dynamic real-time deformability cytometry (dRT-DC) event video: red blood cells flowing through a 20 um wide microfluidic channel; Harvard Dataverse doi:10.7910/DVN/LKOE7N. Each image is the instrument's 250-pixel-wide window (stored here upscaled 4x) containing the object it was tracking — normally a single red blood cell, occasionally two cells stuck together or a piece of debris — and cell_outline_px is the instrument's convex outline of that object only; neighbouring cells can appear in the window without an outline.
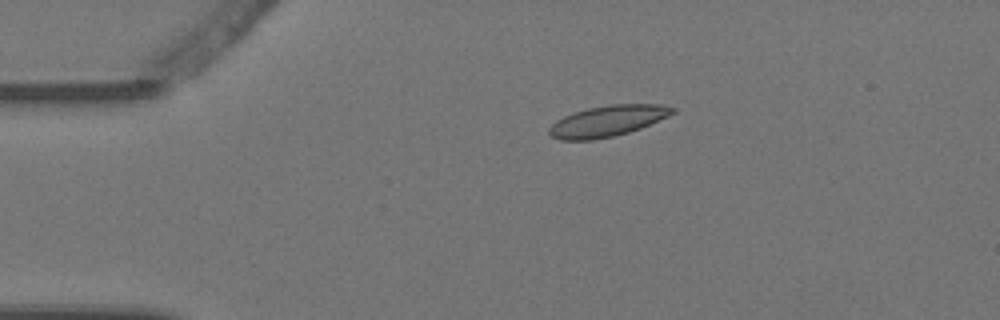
{"species": "Egyptian fruit bat (a non-hibernating species)", "species_latin": "Rousettus aegyptiacus", "temperature_condition": "warm", "stored_images_in_passage": 6, "camera_frame_rate_fps": 3000, "um_per_image_px": 0.085, "animal": {"sex": "female"}, "frame": {"image": 1, "passage_image": 4, "time_ms": 1.0, "image_size_px": [1000, 320], "cell_outline_px": [[676, 112], [668, 116], [640, 128], [628, 132], [612, 136], [592, 140], [560, 140], [552, 136], [548, 132], [548, 128], [556, 120], [564, 116], [588, 108], [612, 104], [660, 104], [676, 108]], "centroid_in_image_um": [51.64, 10.28], "position_along_channel_um": 33.4, "area_um2": 22.08}}
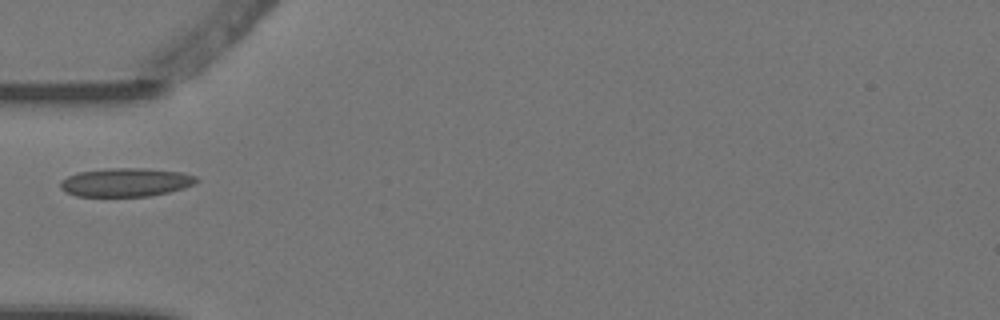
{"frame": {"image": 2, "passage_image": 6, "time_ms": 1.667, "image_size_px": [1000, 320], "cell_outline_px": [[200, 180], [184, 188], [168, 192], [148, 196], [76, 196], [60, 188], [60, 180], [76, 172], [104, 168], [144, 168], [184, 172], [196, 176]], "centroid_in_image_um": [10.69, 15.48], "position_along_channel_um": 74.3, "area_um2": 22.77}}